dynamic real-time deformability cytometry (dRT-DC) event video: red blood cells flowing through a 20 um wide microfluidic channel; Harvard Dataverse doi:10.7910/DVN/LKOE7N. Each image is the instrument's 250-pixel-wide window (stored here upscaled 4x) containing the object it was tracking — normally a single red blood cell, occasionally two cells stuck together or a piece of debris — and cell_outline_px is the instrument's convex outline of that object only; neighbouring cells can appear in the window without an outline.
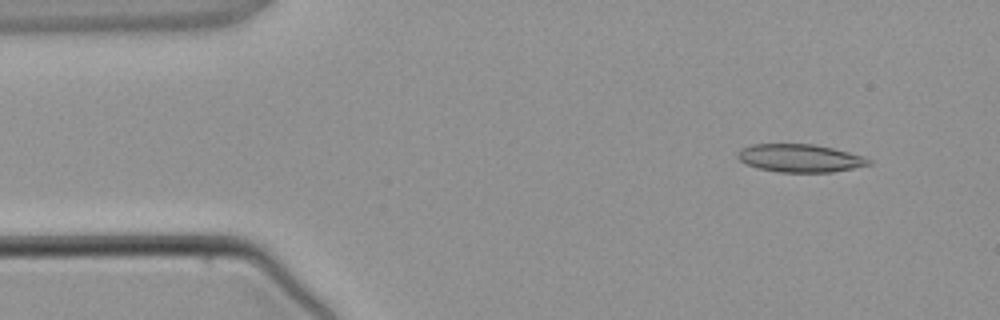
{"species": "common noctule bat (a hibernating species)", "species_latin": "Nyctalus noctula", "temperature_condition": "warm", "stored_images_in_passage": 3, "camera_frame_rate_fps": 3000, "um_per_image_px": 0.085, "animal": {"sex": "male", "body_mass_g": 21.5, "forearm_length_mm": 52.0}, "frame": {"image": 1, "passage_image": 1, "time_ms": 0.0, "image_size_px": [1000, 320], "cell_outline_px": [[872, 164], [832, 172], [780, 172], [760, 168], [748, 164], [740, 160], [736, 156], [736, 152], [740, 148], [752, 144], [816, 144], [864, 156], [872, 160]], "centroid_in_image_um": [68.0, 13.43], "position_along_channel_um": 17.0, "area_um2": 21.33}}
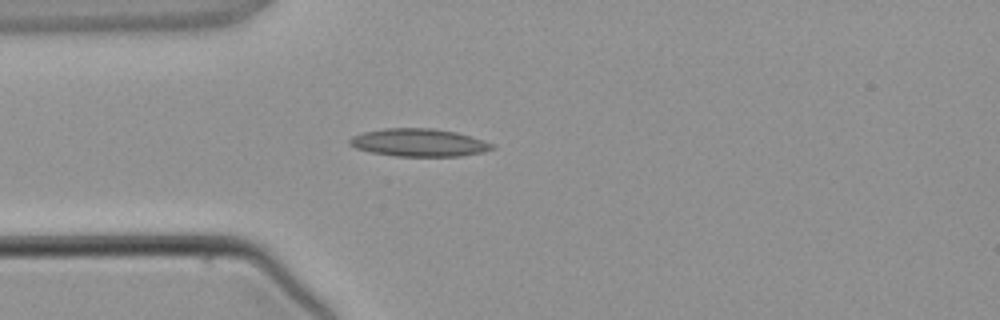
{"frame": {"image": 2, "passage_image": 3, "time_ms": 2.333, "image_size_px": [1000, 320], "cell_outline_px": [[496, 148], [484, 152], [460, 156], [396, 156], [372, 152], [356, 148], [348, 144], [348, 140], [352, 136], [364, 132], [384, 128], [432, 128], [456, 132], [484, 140], [492, 144]], "centroid_in_image_um": [35.61, 12.12], "position_along_channel_um": 49.4, "area_um2": 23.06}}